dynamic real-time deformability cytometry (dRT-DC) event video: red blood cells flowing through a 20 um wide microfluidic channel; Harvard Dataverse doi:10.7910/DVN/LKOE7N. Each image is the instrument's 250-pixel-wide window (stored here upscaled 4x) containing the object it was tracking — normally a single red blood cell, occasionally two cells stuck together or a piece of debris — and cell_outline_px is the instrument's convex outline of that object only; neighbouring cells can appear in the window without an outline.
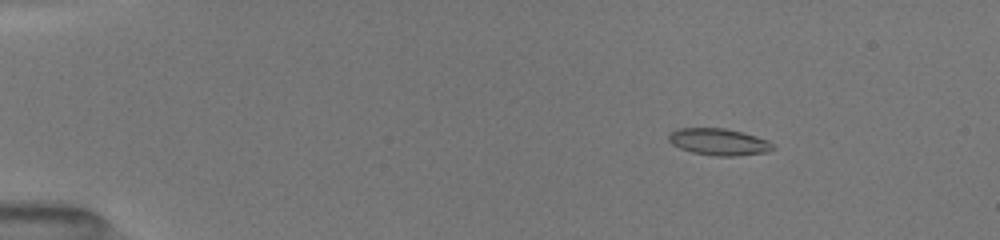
{"species": "common noctule bat (a hibernating species)", "species_latin": "Nyctalus noctula", "temperature_condition": "room temperature", "stored_images_in_passage": 36, "camera_frame_rate_fps": 3000, "um_per_image_px": 0.085, "animal": {"sex": "female", "body_mass_g": 19.5, "forearm_length_mm": 54.1}, "frame": {"image": 1, "passage_image": 12, "time_ms": 2.333, "image_size_px": [1000, 240], "cell_outline_px": [[776, 148], [764, 152], [736, 156], [716, 156], [692, 152], [680, 148], [672, 144], [668, 140], [668, 132], [676, 128], [724, 128], [740, 132], [768, 140]], "centroid_in_image_um": [61.04, 12.05], "position_along_channel_um": 24.0, "area_um2": 16.18}}
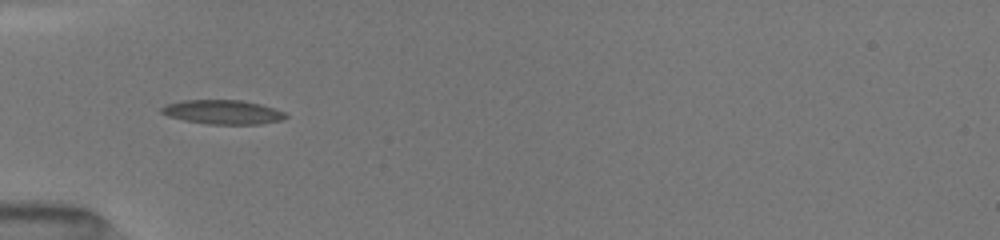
{"frame": {"image": 2, "passage_image": 27, "time_ms": 5.667, "image_size_px": [1000, 240], "cell_outline_px": [[288, 116], [280, 120], [260, 124], [208, 124], [184, 120], [168, 116], [160, 112], [160, 108], [168, 104], [184, 100], [240, 100], [260, 104], [284, 112]], "centroid_in_image_um": [18.91, 9.53], "position_along_channel_um": 66.1, "area_um2": 17.28}}
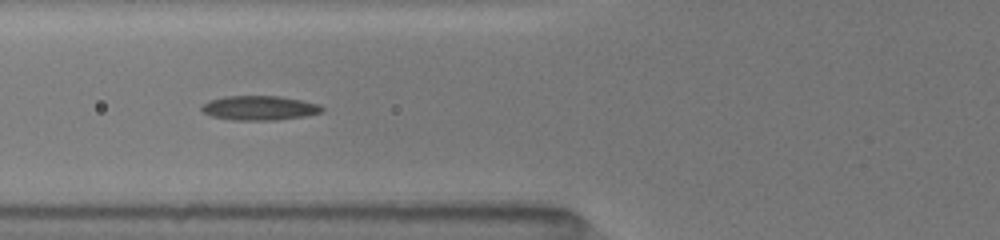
{"frame": {"image": 3, "passage_image": 35, "time_ms": 6.667, "image_size_px": [1000, 240], "cell_outline_px": [[324, 108], [320, 112], [308, 116], [276, 120], [232, 120], [212, 116], [204, 112], [200, 108], [200, 104], [208, 100], [224, 96], [280, 96], [320, 104]], "centroid_in_image_um": [22.02, 9.17], "position_along_channel_um": 103.8, "area_um2": 17.28}}